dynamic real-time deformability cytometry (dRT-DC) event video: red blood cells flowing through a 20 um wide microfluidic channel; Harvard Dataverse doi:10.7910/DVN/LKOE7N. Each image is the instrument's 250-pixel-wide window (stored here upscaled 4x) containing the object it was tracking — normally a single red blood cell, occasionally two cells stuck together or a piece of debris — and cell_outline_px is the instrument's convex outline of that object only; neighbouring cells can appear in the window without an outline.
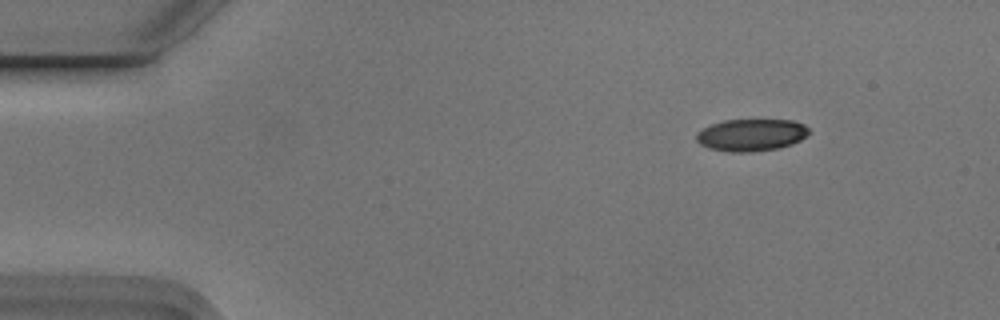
{"species": "Egyptian fruit bat (a non-hibernating species)", "species_latin": "Rousettus aegyptiacus", "temperature_condition": "cold", "stored_images_in_passage": 5, "camera_frame_rate_fps": 3000, "um_per_image_px": 0.085, "animal": {"sex": "male"}, "frame": {"image": 1, "passage_image": 1, "time_ms": 0.0, "image_size_px": [1000, 320], "cell_outline_px": [[808, 132], [800, 140], [792, 144], [776, 148], [752, 152], [728, 152], [708, 148], [700, 144], [696, 140], [696, 136], [704, 128], [712, 124], [724, 120], [792, 120], [804, 124], [808, 128]], "centroid_in_image_um": [63.84, 11.47], "position_along_channel_um": 21.2, "area_um2": 20.87}}